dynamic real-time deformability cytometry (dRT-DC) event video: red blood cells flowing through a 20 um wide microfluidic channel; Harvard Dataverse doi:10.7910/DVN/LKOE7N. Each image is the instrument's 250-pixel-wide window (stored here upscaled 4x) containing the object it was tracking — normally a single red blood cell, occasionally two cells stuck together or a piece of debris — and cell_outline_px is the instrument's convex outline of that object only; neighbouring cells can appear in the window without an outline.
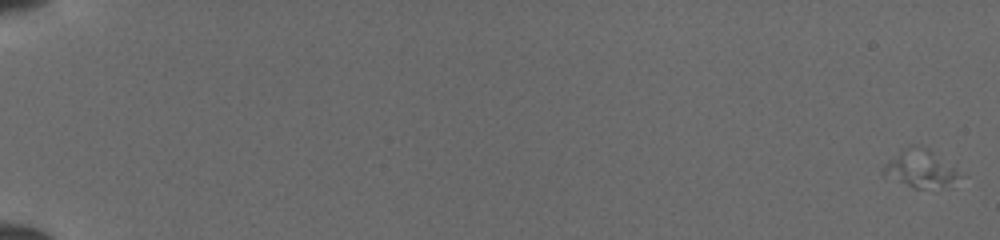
{"species": "common noctule bat (a hibernating species)", "species_latin": "Nyctalus noctula", "temperature_condition": "cold", "stored_images_in_passage": 21, "camera_frame_rate_fps": 3000, "um_per_image_px": 0.085, "animal": {"sex": "female", "body_mass_g": 19.5, "forearm_length_mm": 54.1}, "frame": {"image": 1, "passage_image": 1, "time_ms": 0.0, "image_size_px": [1000, 240], "cell_outline_px": [[968, 176], [944, 184], [924, 188], [916, 188], [884, 176], [884, 164], [888, 160], [908, 144], [912, 144]], "centroid_in_image_um": [78.17, 14.35], "position_along_channel_um": 6.8, "area_um2": 15.49}}
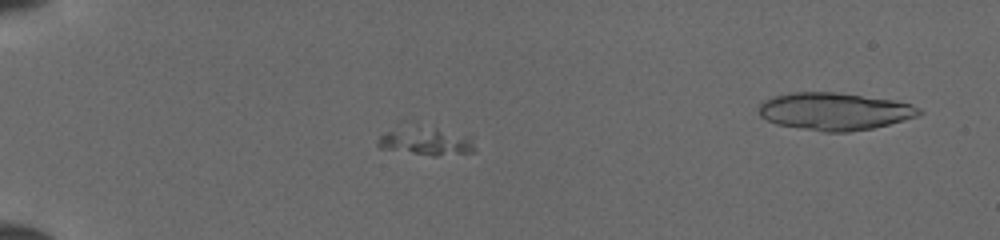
{"frame": {"image": 2, "passage_image": 17, "time_ms": 5.333, "image_size_px": [1000, 240], "cell_outline_px": [[476, 152], [436, 156], [432, 156], [380, 148], [376, 144], [376, 140], [380, 136], [396, 128], [436, 128], [472, 136], [476, 148]], "centroid_in_image_um": [36.28, 12.04], "position_along_channel_um": 48.7, "area_um2": 15.66}}